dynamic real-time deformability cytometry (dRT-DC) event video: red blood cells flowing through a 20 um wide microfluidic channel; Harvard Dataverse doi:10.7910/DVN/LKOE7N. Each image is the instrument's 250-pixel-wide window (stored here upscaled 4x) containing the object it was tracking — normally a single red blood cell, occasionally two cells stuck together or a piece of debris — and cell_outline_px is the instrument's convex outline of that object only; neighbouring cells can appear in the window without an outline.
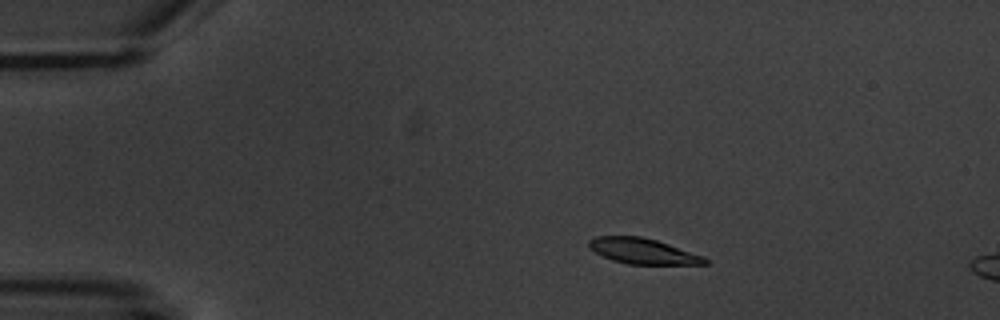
{"species": "common noctule bat (a hibernating species)", "species_latin": "Nyctalus noctula", "temperature_condition": "warm", "stored_images_in_passage": 5, "camera_frame_rate_fps": 3000, "um_per_image_px": 0.085, "animal": {"sex": "male", "body_mass_g": 20.1, "forearm_length_mm": 53.5}, "frame": {"image": 1, "passage_image": 3, "time_ms": 2.333, "image_size_px": [1000, 320], "cell_outline_px": [[708, 264], [628, 264], [612, 260], [588, 248], [588, 240], [596, 236], [640, 236], [656, 240], [704, 256], [708, 260]], "centroid_in_image_um": [54.63, 21.34], "position_along_channel_um": 30.4, "area_um2": 17.17}}